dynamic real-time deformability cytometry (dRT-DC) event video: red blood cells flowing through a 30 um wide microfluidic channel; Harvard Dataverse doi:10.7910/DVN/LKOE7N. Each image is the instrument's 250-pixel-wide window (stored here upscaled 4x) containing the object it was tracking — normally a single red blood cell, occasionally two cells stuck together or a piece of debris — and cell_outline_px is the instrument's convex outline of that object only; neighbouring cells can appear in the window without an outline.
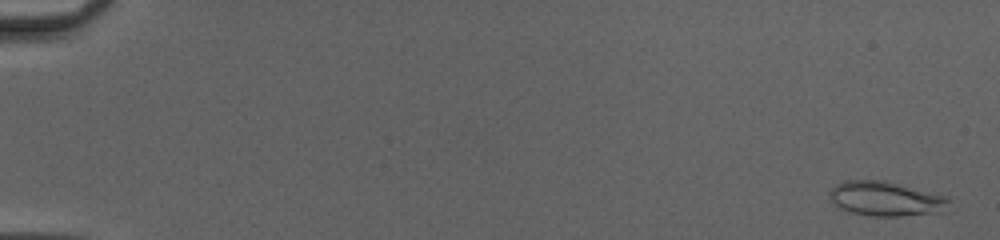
{"species": "common noctule bat (a hibernating species)", "species_latin": "Nyctalus noctula", "temperature_condition": "cold", "stored_images_in_passage": 51, "camera_frame_rate_fps": 3000, "um_per_image_px": 0.085, "animal": {"sex": "female", "body_mass_g": 20.0, "forearm_length_mm": 54.0}, "frame": {"image": 1, "passage_image": 2, "time_ms": 0.333, "image_size_px": [1000, 240], "cell_outline_px": [[948, 200], [944, 212], [900, 216], [872, 216], [852, 212], [836, 208], [828, 192], [836, 184], [844, 180], [884, 180], [948, 196]], "centroid_in_image_um": [75.26, 16.89], "position_along_channel_um": 9.7, "area_um2": 24.1}}
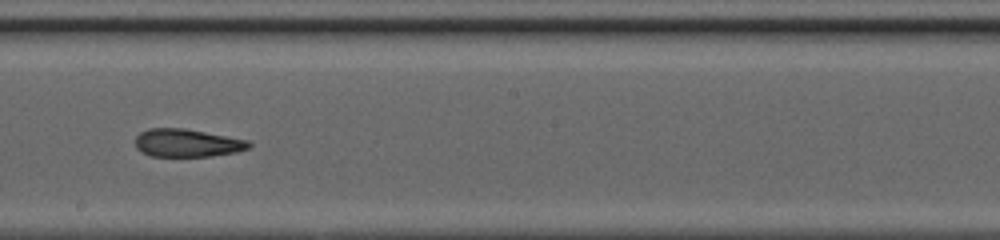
{"frame": {"image": 2, "passage_image": 31, "time_ms": 10.0, "image_size_px": [1000, 240], "cell_outline_px": [[252, 144], [248, 148], [236, 152], [212, 156], [152, 156], [140, 152], [136, 148], [136, 136], [140, 132], [148, 128], [184, 128], [248, 140]], "centroid_in_image_um": [15.88, 12.15], "position_along_channel_um": 232.3, "area_um2": 18.5}}
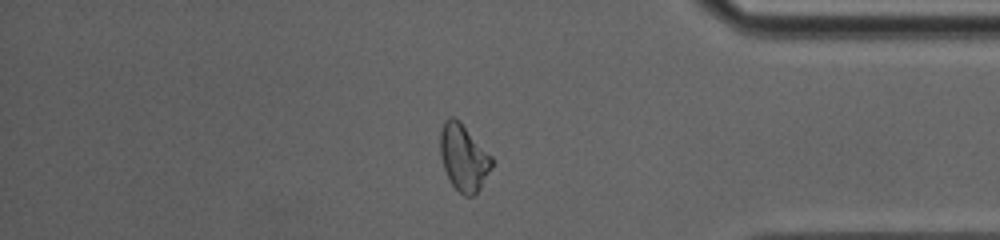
{"frame": {"image": 3, "passage_image": 44, "time_ms": 14.333, "image_size_px": [1000, 240], "cell_outline_px": [[492, 164], [480, 188], [472, 196], [464, 196], [452, 184], [444, 168], [440, 156], [440, 132], [444, 120], [452, 116], [460, 120], [492, 156]], "centroid_in_image_um": [39.39, 13.35], "position_along_channel_um": 395.8, "area_um2": 19.83}, "authors_computed_cell_mechanics": {"area_um2": 19.9988, "velocity_mm_per_s": 4.1921, "shape_relaxation_time_tau1_ms": null, "shape_relaxation_time_tau2_ms": 2.0436, "deformation_change_tau1": null, "deformation_change_tau2": 0.0929}}